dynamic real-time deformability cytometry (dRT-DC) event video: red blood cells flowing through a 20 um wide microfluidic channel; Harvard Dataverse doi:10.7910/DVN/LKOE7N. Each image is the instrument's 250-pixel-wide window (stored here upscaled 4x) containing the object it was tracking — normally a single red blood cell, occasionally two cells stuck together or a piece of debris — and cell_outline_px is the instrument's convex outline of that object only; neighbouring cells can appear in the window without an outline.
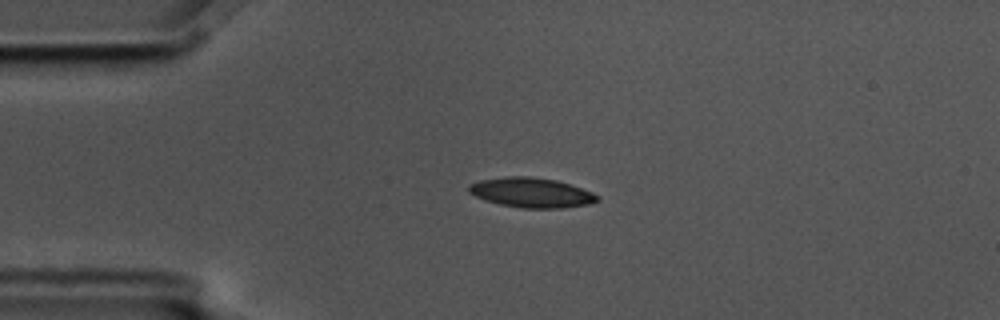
{"species": "common noctule bat (a hibernating species)", "species_latin": "Nyctalus noctula", "temperature_condition": "cold", "stored_images_in_passage": 3, "camera_frame_rate_fps": 3000, "um_per_image_px": 0.085, "animal": {"sex": "male", "body_mass_g": 17.5, "forearm_length_mm": 52.3}, "frame": {"image": 1, "passage_image": 1, "time_ms": 0.0, "image_size_px": [1000, 320], "cell_outline_px": [[600, 200], [588, 204], [564, 208], [524, 208], [500, 204], [484, 200], [468, 192], [468, 184], [480, 180], [504, 176], [528, 176], [556, 180], [592, 192], [600, 196]], "centroid_in_image_um": [45.15, 16.37], "position_along_channel_um": 39.8, "area_um2": 22.31}}